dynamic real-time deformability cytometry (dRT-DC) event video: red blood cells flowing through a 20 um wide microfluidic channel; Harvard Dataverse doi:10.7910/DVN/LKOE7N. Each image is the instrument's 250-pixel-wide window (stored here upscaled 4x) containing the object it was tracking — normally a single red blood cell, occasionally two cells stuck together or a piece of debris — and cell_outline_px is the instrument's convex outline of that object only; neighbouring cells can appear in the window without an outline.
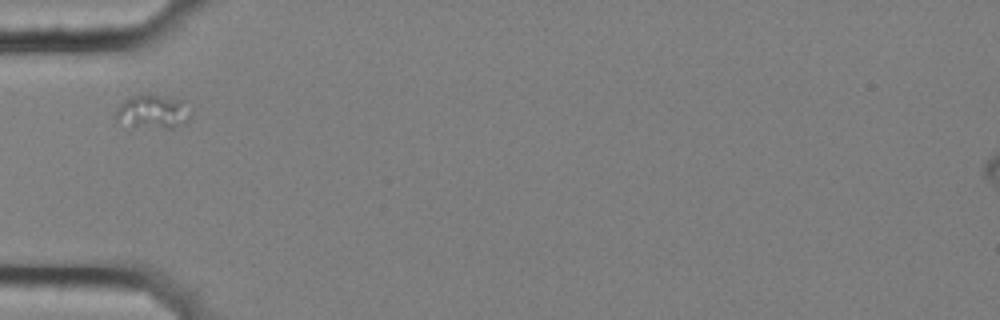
{"species": "common noctule bat (a hibernating species)", "species_latin": "Nyctalus noctula", "temperature_condition": "cold", "stored_images_in_passage": 14, "camera_frame_rate_fps": 3000, "um_per_image_px": 0.085, "animal": {"sex": "female", "body_mass_g": 25.1}, "frame": {"image": 1, "passage_image": 1, "time_ms": 0.0, "image_size_px": [1000, 320], "cell_outline_px": [[192, 112], [188, 120], [184, 124], [172, 128], [164, 128], [132, 124], [116, 120], [116, 108], [124, 100], [132, 96], [156, 96], [180, 100]], "centroid_in_image_um": [13.02, 9.5], "position_along_channel_um": 72.0, "area_um2": 13.93}}